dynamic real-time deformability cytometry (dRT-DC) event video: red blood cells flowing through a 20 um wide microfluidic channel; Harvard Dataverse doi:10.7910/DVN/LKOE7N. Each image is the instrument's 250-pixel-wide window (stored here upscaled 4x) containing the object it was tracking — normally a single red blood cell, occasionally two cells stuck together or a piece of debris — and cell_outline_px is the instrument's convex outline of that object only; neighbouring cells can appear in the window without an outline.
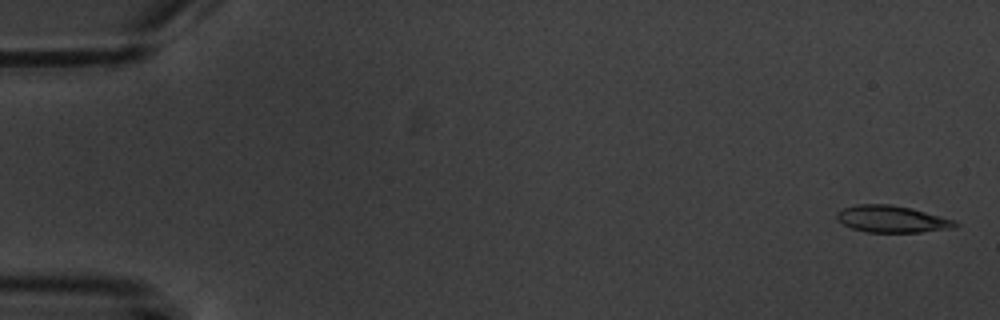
{"species": "common noctule bat (a hibernating species)", "species_latin": "Nyctalus noctula", "temperature_condition": "warm", "stored_images_in_passage": 2, "camera_frame_rate_fps": 3000, "um_per_image_px": 0.085, "animal": {"sex": "male", "body_mass_g": 20.1, "forearm_length_mm": 53.5}, "frame": {"image": 1, "passage_image": 1, "time_ms": 0.0, "image_size_px": [1000, 320], "cell_outline_px": [[960, 224], [956, 228], [920, 232], [868, 232], [852, 228], [836, 220], [836, 212], [844, 208], [856, 204], [888, 204], [912, 208], [956, 220]], "centroid_in_image_um": [75.84, 18.62], "position_along_channel_um": 9.2, "area_um2": 18.67}}
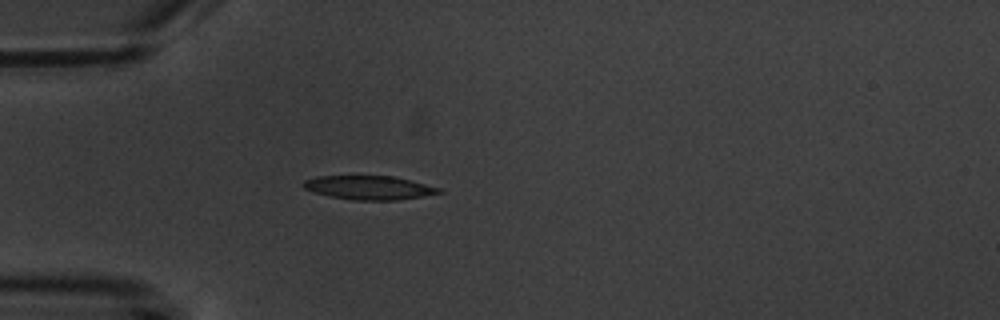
{"frame": {"image": 2, "passage_image": 2, "time_ms": 5.0, "image_size_px": [1000, 320], "cell_outline_px": [[444, 192], [424, 196], [396, 200], [352, 200], [332, 196], [316, 192], [304, 188], [300, 184], [304, 180], [316, 176], [392, 176], [440, 188]], "centroid_in_image_um": [31.35, 15.95], "position_along_channel_um": 53.7, "area_um2": 18.61}}